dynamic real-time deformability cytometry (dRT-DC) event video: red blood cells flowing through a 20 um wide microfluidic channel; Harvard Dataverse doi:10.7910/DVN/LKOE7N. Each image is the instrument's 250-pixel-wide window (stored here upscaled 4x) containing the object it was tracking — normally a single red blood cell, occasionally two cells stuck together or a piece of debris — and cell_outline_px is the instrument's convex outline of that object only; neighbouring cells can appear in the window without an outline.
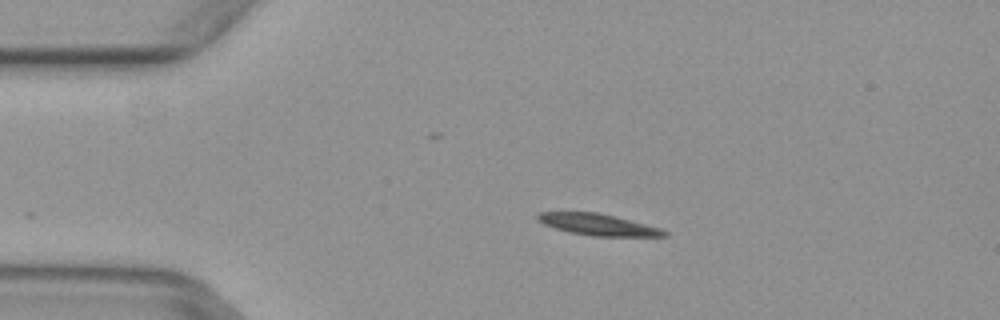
{"species": "common noctule bat (a hibernating species)", "species_latin": "Nyctalus noctula", "temperature_condition": "warm", "stored_images_in_passage": 5, "camera_frame_rate_fps": 3000, "um_per_image_px": 0.085, "animal": {"sex": "female", "body_mass_g": 29.2, "forearm_length_mm": 56.3}, "frame": {"image": 1, "passage_image": 4, "time_ms": 1.0, "image_size_px": [1000, 320], "cell_outline_px": [[668, 236], [592, 236], [568, 232], [544, 224], [536, 220], [536, 212], [596, 212], [616, 216], [660, 228], [668, 232]], "centroid_in_image_um": [50.8, 19.08], "position_along_channel_um": 34.2, "area_um2": 15.84}}